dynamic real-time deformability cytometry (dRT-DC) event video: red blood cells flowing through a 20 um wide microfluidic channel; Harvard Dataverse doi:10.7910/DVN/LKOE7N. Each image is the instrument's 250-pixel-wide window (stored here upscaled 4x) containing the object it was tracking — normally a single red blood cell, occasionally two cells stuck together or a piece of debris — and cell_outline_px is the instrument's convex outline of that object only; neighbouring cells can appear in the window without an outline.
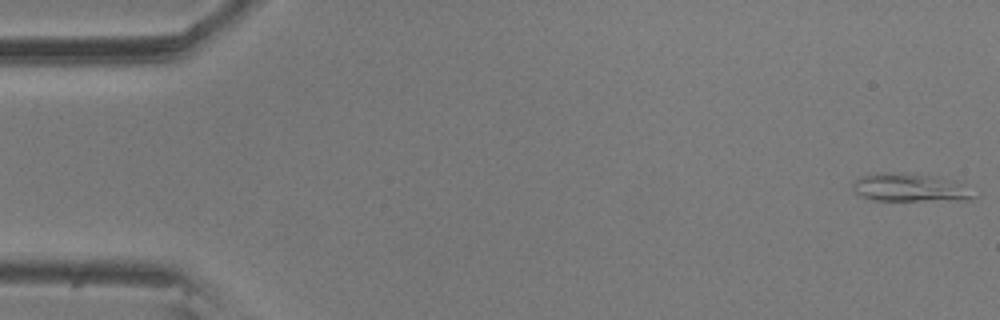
{"species": "common noctule bat (a hibernating species)", "species_latin": "Nyctalus noctula", "temperature_condition": "room temperature", "stored_images_in_passage": 16, "camera_frame_rate_fps": 3000, "um_per_image_px": 0.085, "animal": {"sex": "male", "body_mass_g": 20.5, "forearm_length_mm": 52.5}, "frame": {"image": 1, "passage_image": 1, "time_ms": 0.0, "image_size_px": [1000, 320], "cell_outline_px": [[980, 196], [972, 200], [872, 200], [860, 196], [852, 188], [852, 184], [860, 176], [884, 172], [888, 172], [936, 176], [952, 180]], "centroid_in_image_um": [77.35, 15.96], "position_along_channel_um": 7.6, "area_um2": 19.71}}